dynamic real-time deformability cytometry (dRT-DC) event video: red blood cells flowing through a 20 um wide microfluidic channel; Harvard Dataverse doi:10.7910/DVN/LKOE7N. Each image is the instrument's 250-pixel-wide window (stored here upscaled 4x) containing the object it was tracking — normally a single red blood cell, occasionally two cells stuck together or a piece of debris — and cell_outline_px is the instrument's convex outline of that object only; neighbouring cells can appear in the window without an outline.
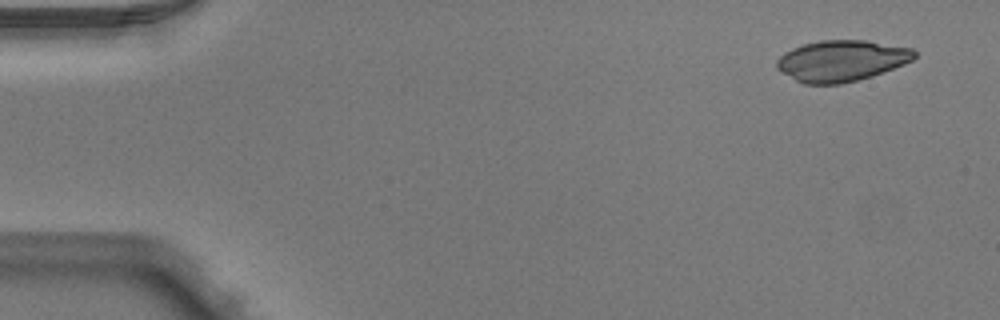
{"species": "Egyptian fruit bat (a non-hibernating species)", "species_latin": "Rousettus aegyptiacus", "temperature_condition": "warm", "stored_images_in_passage": 4, "camera_frame_rate_fps": 3000, "um_per_image_px": 0.085, "animal": {"sex": "male"}, "frame": {"image": 1, "passage_image": 1, "time_ms": 0.0, "image_size_px": [1000, 320], "cell_outline_px": [[916, 56], [912, 60], [904, 64], [872, 76], [840, 84], [804, 84], [780, 72], [776, 68], [776, 60], [784, 52], [792, 48], [804, 44], [820, 40], [864, 40], [912, 48], [916, 52]], "centroid_in_image_um": [71.5, 5.16], "position_along_channel_um": 13.5, "area_um2": 32.95}}